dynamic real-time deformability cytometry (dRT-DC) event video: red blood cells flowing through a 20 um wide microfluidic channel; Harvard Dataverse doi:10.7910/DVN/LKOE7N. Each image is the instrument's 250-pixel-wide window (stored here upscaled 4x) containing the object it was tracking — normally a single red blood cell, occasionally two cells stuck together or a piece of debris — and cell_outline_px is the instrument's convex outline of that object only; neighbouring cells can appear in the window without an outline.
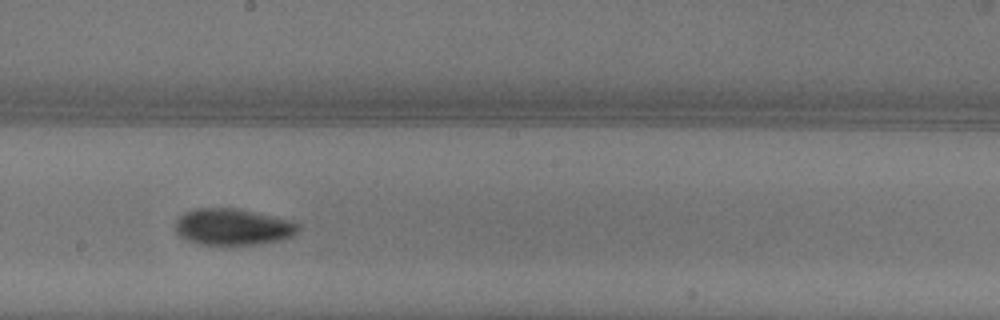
{"species": "common noctule bat (a hibernating species)", "species_latin": "Nyctalus noctula", "temperature_condition": "warm", "stored_images_in_passage": 40, "camera_frame_rate_fps": 3000, "um_per_image_px": 0.085, "animal": {"sex": "female"}, "frame": {"image": 1, "passage_image": 23, "time_ms": 7.333, "image_size_px": [1000, 320], "cell_outline_px": [[296, 232], [288, 236], [276, 240], [256, 244], [204, 244], [188, 240], [180, 236], [176, 232], [176, 220], [184, 212], [196, 208], [236, 208], [276, 216], [292, 220], [296, 224]], "centroid_in_image_um": [19.74, 19.25], "position_along_channel_um": 228.5, "area_um2": 25.61}}